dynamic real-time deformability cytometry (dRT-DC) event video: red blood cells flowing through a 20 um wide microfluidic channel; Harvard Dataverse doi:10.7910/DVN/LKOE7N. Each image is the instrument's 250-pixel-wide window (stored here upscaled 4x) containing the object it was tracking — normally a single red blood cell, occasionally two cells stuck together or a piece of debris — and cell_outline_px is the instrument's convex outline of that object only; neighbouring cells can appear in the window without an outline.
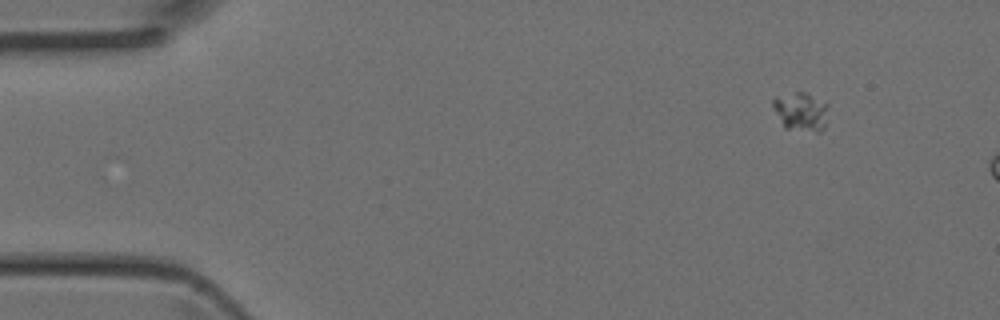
{"species": "Egyptian fruit bat (a non-hibernating species)", "species_latin": "Rousettus aegyptiacus", "temperature_condition": "room temperature", "stored_images_in_passage": 2, "camera_frame_rate_fps": 3000, "um_per_image_px": 0.085, "animal": {"sex": "female"}, "frame": {"image": 1, "passage_image": 1, "time_ms": 0.0, "image_size_px": [1000, 320], "cell_outline_px": [[828, 104], [824, 128], [820, 132], [816, 132], [784, 128], [772, 104], [772, 100], [776, 96], [796, 92], [804, 92]], "centroid_in_image_um": [68.07, 9.49], "position_along_channel_um": 16.9, "area_um2": 12.31}}